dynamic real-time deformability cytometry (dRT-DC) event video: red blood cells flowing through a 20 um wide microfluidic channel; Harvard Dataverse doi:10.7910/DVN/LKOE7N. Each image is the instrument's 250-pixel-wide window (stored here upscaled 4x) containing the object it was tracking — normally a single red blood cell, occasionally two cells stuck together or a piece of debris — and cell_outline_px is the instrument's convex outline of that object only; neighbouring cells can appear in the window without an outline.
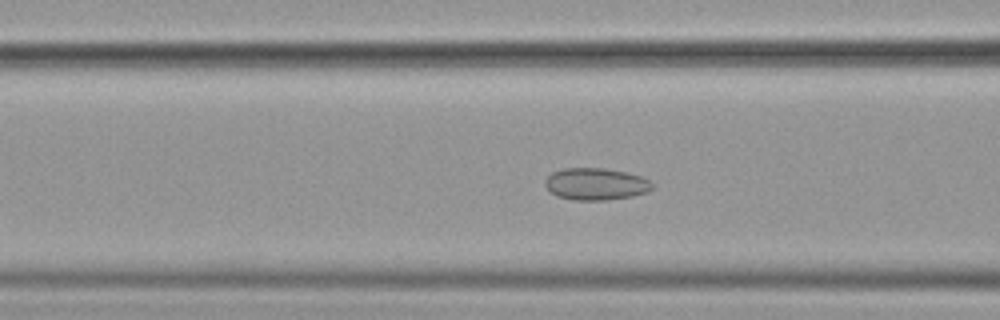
{"species": "common noctule bat (a hibernating species)", "species_latin": "Nyctalus noctula", "temperature_condition": "cold", "stored_images_in_passage": 48, "camera_frame_rate_fps": 3000, "um_per_image_px": 0.085, "animal": {"sex": "female", "body_mass_g": 19.9}, "frame": {"image": 1, "passage_image": 14, "time_ms": 4.333, "image_size_px": [1000, 320], "cell_outline_px": [[652, 188], [648, 192], [632, 196], [608, 200], [572, 200], [556, 196], [544, 184], [544, 180], [552, 172], [564, 168], [604, 168], [628, 172], [640, 176], [648, 180], [652, 184]], "centroid_in_image_um": [50.63, 15.64], "position_along_channel_um": 116.0, "area_um2": 20.06}}
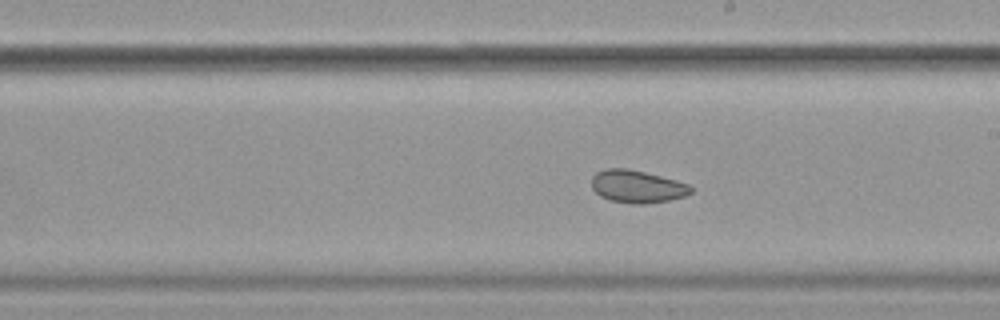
{"frame": {"image": 2, "passage_image": 24, "time_ms": 7.667, "image_size_px": [1000, 320], "cell_outline_px": [[692, 192], [684, 196], [668, 200], [644, 204], [632, 204], [608, 200], [600, 196], [592, 188], [592, 176], [596, 172], [604, 168], [628, 168], [676, 180], [688, 184], [692, 188]], "centroid_in_image_um": [54.12, 15.85], "position_along_channel_um": 234.9, "area_um2": 18.9}}
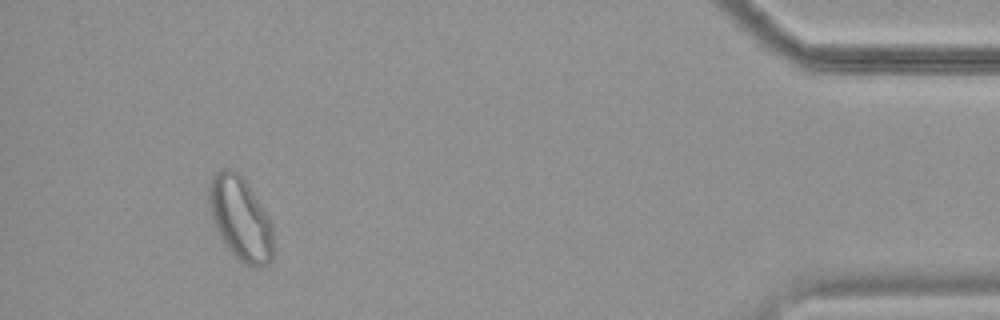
{"frame": {"image": 3, "passage_image": 44, "time_ms": 14.333, "image_size_px": [1000, 320], "cell_outline_px": [[272, 260], [268, 264], [260, 268], [256, 268], [244, 264], [224, 244], [216, 228], [212, 216], [208, 200], [208, 184], [212, 176], [220, 168], [236, 168], [272, 220]], "centroid_in_image_um": [20.43, 18.55], "position_along_channel_um": 414.8, "area_um2": 31.5}, "authors_computed_cell_mechanics": {"area_um2": 21.1259, "velocity_mm_per_s": 3.5766, "shape_relaxation_time_tau1_ms": null, "shape_relaxation_time_tau2_ms": 2.175, "deformation_change_tau1": null, "deformation_change_tau2": 0.0593}}